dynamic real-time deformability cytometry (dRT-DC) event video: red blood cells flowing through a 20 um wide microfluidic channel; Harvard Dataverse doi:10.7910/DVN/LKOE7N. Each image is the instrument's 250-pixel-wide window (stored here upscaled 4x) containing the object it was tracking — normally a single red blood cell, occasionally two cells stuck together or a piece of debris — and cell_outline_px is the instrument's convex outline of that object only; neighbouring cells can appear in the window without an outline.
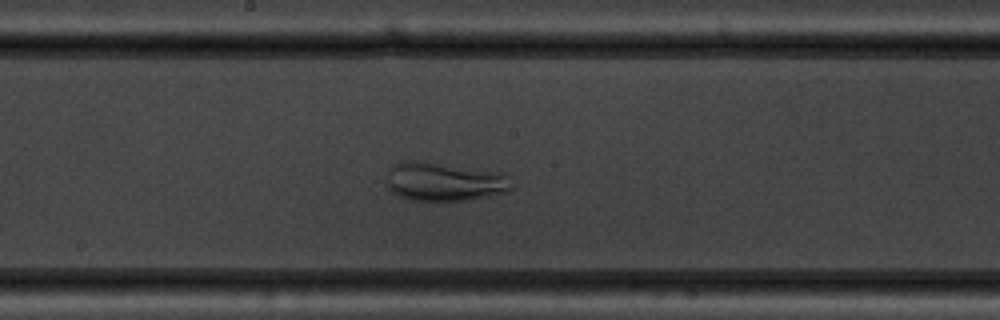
{"species": "common noctule bat (a hibernating species)", "species_latin": "Nyctalus noctula", "temperature_condition": "warm", "stored_images_in_passage": 43, "camera_frame_rate_fps": 3000, "um_per_image_px": 0.085, "animal": {"sex": "male", "body_mass_g": 19.5, "forearm_length_mm": 54.6}, "frame": {"image": 1, "passage_image": 18, "time_ms": 5.667, "image_size_px": [1000, 320], "cell_outline_px": [[512, 188], [508, 192], [468, 200], [408, 200], [392, 192], [388, 188], [388, 168], [392, 164], [400, 160], [424, 160], [500, 172], [504, 176]], "centroid_in_image_um": [37.69, 15.41], "position_along_channel_um": 210.5, "area_um2": 28.38}}
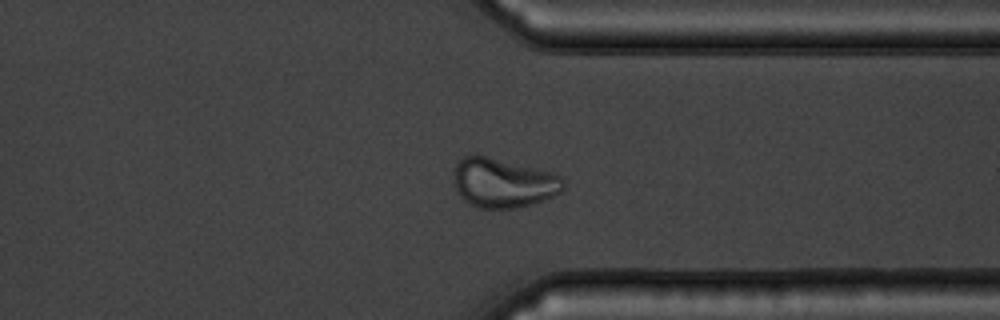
{"frame": {"image": 2, "passage_image": 31, "time_ms": 10.0, "image_size_px": [1000, 320], "cell_outline_px": [[564, 188], [560, 192], [552, 196], [532, 204], [516, 208], [476, 208], [464, 200], [460, 196], [456, 188], [452, 172], [456, 164], [464, 156], [484, 156], [548, 172], [560, 176], [564, 180]], "centroid_in_image_um": [42.73, 15.57], "position_along_channel_um": 368.7, "area_um2": 30.98}}
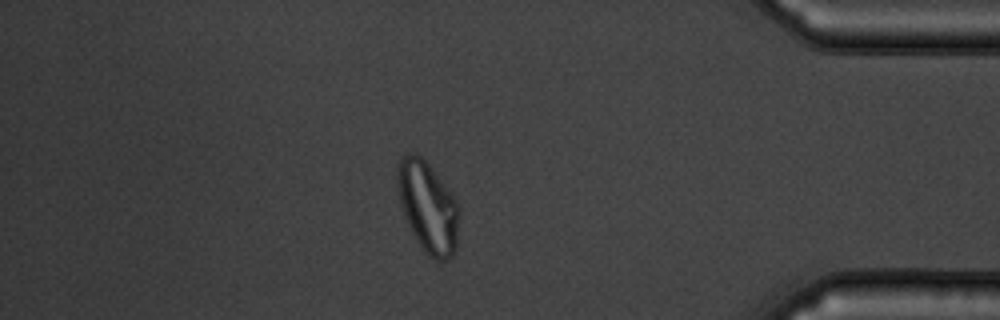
{"frame": {"image": 3, "passage_image": 36, "time_ms": 11.667, "image_size_px": [1000, 320], "cell_outline_px": [[460, 212], [456, 248], [452, 256], [448, 260], [436, 260], [428, 256], [412, 232], [408, 224], [400, 200], [396, 184], [396, 164], [400, 156], [408, 152], [416, 152], [428, 164], [456, 200]], "centroid_in_image_um": [36.36, 17.56], "position_along_channel_um": 398.8, "area_um2": 32.66}}